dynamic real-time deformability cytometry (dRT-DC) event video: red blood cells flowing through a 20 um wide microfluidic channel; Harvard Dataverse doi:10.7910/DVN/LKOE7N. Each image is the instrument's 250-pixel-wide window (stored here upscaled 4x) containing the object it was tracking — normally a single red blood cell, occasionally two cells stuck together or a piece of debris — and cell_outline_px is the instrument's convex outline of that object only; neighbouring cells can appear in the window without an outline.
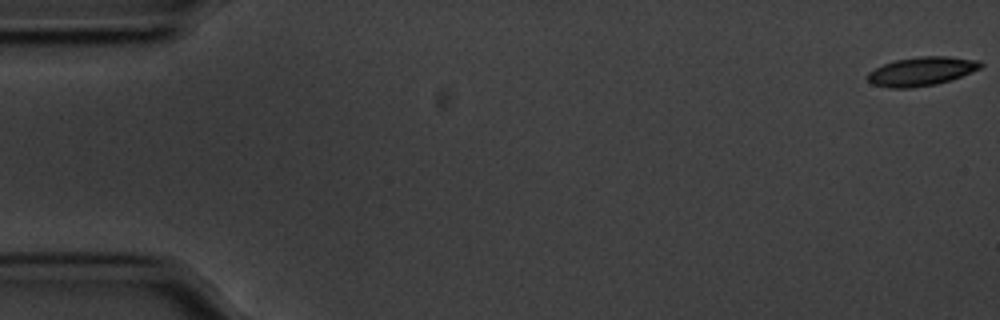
{"species": "common noctule bat (a hibernating species)", "species_latin": "Nyctalus noctula", "temperature_condition": "cold", "stored_images_in_passage": 57, "camera_frame_rate_fps": 3000, "um_per_image_px": 0.085, "animal": {"sex": "male", "body_mass_g": 20.1, "forearm_length_mm": 53.5}, "frame": {"image": 1, "passage_image": 1, "time_ms": 0.0, "image_size_px": [1000, 320], "cell_outline_px": [[984, 64], [980, 68], [972, 72], [936, 84], [912, 88], [888, 88], [872, 84], [864, 76], [868, 72], [884, 64], [896, 60], [920, 56], [948, 56], [980, 60]], "centroid_in_image_um": [78.31, 6.06], "position_along_channel_um": 6.7, "area_um2": 19.02}}
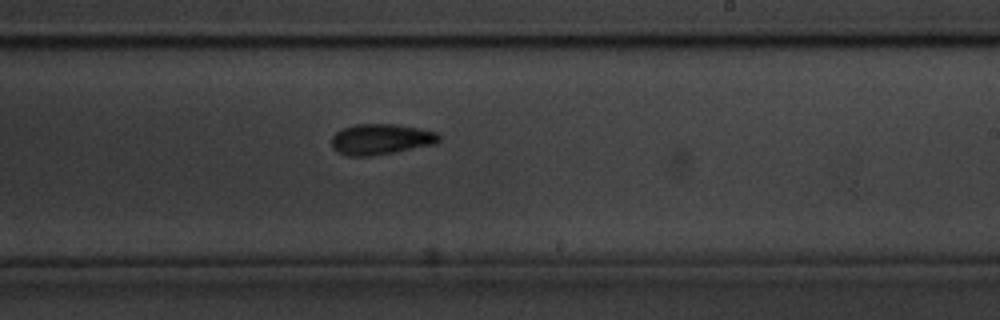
{"frame": {"image": 2, "passage_image": 34, "time_ms": 11.0, "image_size_px": [1000, 320], "cell_outline_px": [[440, 140], [436, 144], [392, 152], [368, 156], [348, 156], [332, 148], [332, 136], [336, 132], [344, 128], [356, 124], [396, 124], [440, 132]], "centroid_in_image_um": [32.41, 11.82], "position_along_channel_um": 256.6, "area_um2": 19.13}}
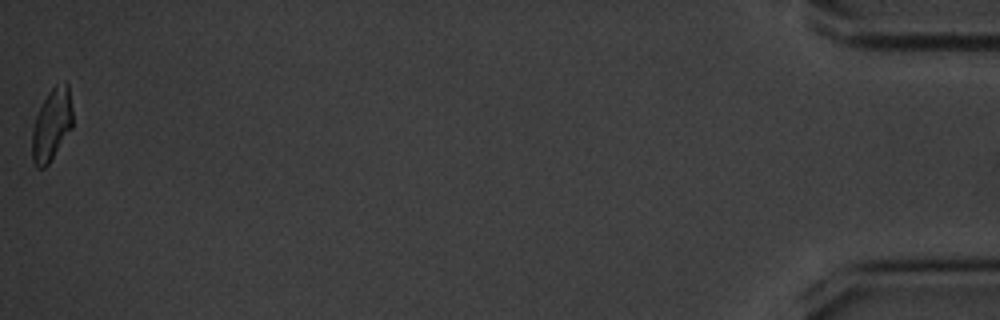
{"frame": {"image": 3, "passage_image": 57, "time_ms": 18.667, "image_size_px": [1000, 320], "cell_outline_px": [[72, 128], [48, 164], [44, 168], [36, 168], [32, 160], [32, 128], [36, 116], [48, 92], [56, 84], [64, 80], [68, 84], [72, 108]], "centroid_in_image_um": [4.39, 10.59], "position_along_channel_um": 430.8, "area_um2": 17.05}, "authors_computed_cell_mechanics": {"area_um2": 18.785, "velocity_mm_per_s": 3.5284, "shape_relaxation_time_tau1_ms": 2.9865, "shape_relaxation_time_tau2_ms": 7.0786, "deformation_change_tau1": 0.1205, "deformation_change_tau2": 0.1441}}